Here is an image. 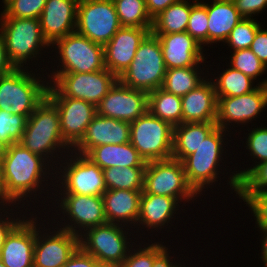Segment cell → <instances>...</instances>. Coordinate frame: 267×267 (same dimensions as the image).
<instances>
[{
	"label": "cell",
	"instance_id": "obj_1",
	"mask_svg": "<svg viewBox=\"0 0 267 267\" xmlns=\"http://www.w3.org/2000/svg\"><path fill=\"white\" fill-rule=\"evenodd\" d=\"M48 163H50L49 158L46 160L42 156L32 153L19 142L7 148L1 163L2 180L5 194L13 204L17 203L16 201L19 204V200L23 202L30 196V193H36L40 189L42 182H45L44 177L48 178L51 175ZM47 174L49 175L46 176Z\"/></svg>",
	"mask_w": 267,
	"mask_h": 267
},
{
	"label": "cell",
	"instance_id": "obj_2",
	"mask_svg": "<svg viewBox=\"0 0 267 267\" xmlns=\"http://www.w3.org/2000/svg\"><path fill=\"white\" fill-rule=\"evenodd\" d=\"M19 143L46 160L50 155L51 162L53 158H56V156H53L54 153L58 150V152L61 151L60 148H66L67 150L72 148L61 134L59 112L47 97L27 119Z\"/></svg>",
	"mask_w": 267,
	"mask_h": 267
},
{
	"label": "cell",
	"instance_id": "obj_3",
	"mask_svg": "<svg viewBox=\"0 0 267 267\" xmlns=\"http://www.w3.org/2000/svg\"><path fill=\"white\" fill-rule=\"evenodd\" d=\"M35 76L24 68L0 76V110L29 118L46 99L49 87L46 79L41 81Z\"/></svg>",
	"mask_w": 267,
	"mask_h": 267
},
{
	"label": "cell",
	"instance_id": "obj_4",
	"mask_svg": "<svg viewBox=\"0 0 267 267\" xmlns=\"http://www.w3.org/2000/svg\"><path fill=\"white\" fill-rule=\"evenodd\" d=\"M166 70L160 41L150 32L118 80L129 88L149 93L162 87Z\"/></svg>",
	"mask_w": 267,
	"mask_h": 267
},
{
	"label": "cell",
	"instance_id": "obj_5",
	"mask_svg": "<svg viewBox=\"0 0 267 267\" xmlns=\"http://www.w3.org/2000/svg\"><path fill=\"white\" fill-rule=\"evenodd\" d=\"M0 31L3 34L7 56L15 68H23L27 60L37 57L40 49L47 48L38 18L1 17Z\"/></svg>",
	"mask_w": 267,
	"mask_h": 267
},
{
	"label": "cell",
	"instance_id": "obj_6",
	"mask_svg": "<svg viewBox=\"0 0 267 267\" xmlns=\"http://www.w3.org/2000/svg\"><path fill=\"white\" fill-rule=\"evenodd\" d=\"M48 76L53 77H51L52 81L48 82L47 97H71L84 100L95 106L107 95L118 80L106 68L90 73L52 74Z\"/></svg>",
	"mask_w": 267,
	"mask_h": 267
},
{
	"label": "cell",
	"instance_id": "obj_7",
	"mask_svg": "<svg viewBox=\"0 0 267 267\" xmlns=\"http://www.w3.org/2000/svg\"><path fill=\"white\" fill-rule=\"evenodd\" d=\"M173 128L147 111L130 122V143L146 162L172 158Z\"/></svg>",
	"mask_w": 267,
	"mask_h": 267
},
{
	"label": "cell",
	"instance_id": "obj_8",
	"mask_svg": "<svg viewBox=\"0 0 267 267\" xmlns=\"http://www.w3.org/2000/svg\"><path fill=\"white\" fill-rule=\"evenodd\" d=\"M123 226L124 224L107 222L89 228L79 235V247L93 256L100 265L120 267L130 250L127 242L128 232Z\"/></svg>",
	"mask_w": 267,
	"mask_h": 267
},
{
	"label": "cell",
	"instance_id": "obj_9",
	"mask_svg": "<svg viewBox=\"0 0 267 267\" xmlns=\"http://www.w3.org/2000/svg\"><path fill=\"white\" fill-rule=\"evenodd\" d=\"M226 131L228 130L216 127L197 150L182 161L187 181L197 194H202L200 192L217 179L218 167L221 166L219 162L223 159L221 156L224 151L222 137Z\"/></svg>",
	"mask_w": 267,
	"mask_h": 267
},
{
	"label": "cell",
	"instance_id": "obj_10",
	"mask_svg": "<svg viewBox=\"0 0 267 267\" xmlns=\"http://www.w3.org/2000/svg\"><path fill=\"white\" fill-rule=\"evenodd\" d=\"M142 193L169 196L179 203L182 199L188 202L197 195L187 181L183 163L174 158L146 163Z\"/></svg>",
	"mask_w": 267,
	"mask_h": 267
},
{
	"label": "cell",
	"instance_id": "obj_11",
	"mask_svg": "<svg viewBox=\"0 0 267 267\" xmlns=\"http://www.w3.org/2000/svg\"><path fill=\"white\" fill-rule=\"evenodd\" d=\"M59 71L52 74L90 73L105 69L104 46L97 44L76 31L57 40Z\"/></svg>",
	"mask_w": 267,
	"mask_h": 267
},
{
	"label": "cell",
	"instance_id": "obj_12",
	"mask_svg": "<svg viewBox=\"0 0 267 267\" xmlns=\"http://www.w3.org/2000/svg\"><path fill=\"white\" fill-rule=\"evenodd\" d=\"M121 27L112 0H79L77 33L105 46Z\"/></svg>",
	"mask_w": 267,
	"mask_h": 267
},
{
	"label": "cell",
	"instance_id": "obj_13",
	"mask_svg": "<svg viewBox=\"0 0 267 267\" xmlns=\"http://www.w3.org/2000/svg\"><path fill=\"white\" fill-rule=\"evenodd\" d=\"M66 162V166L61 169L59 180L62 184V193H72L80 195L102 196L107 190L103 175V170L94 164L85 155L75 153ZM75 157V158H74ZM74 158V159H73Z\"/></svg>",
	"mask_w": 267,
	"mask_h": 267
},
{
	"label": "cell",
	"instance_id": "obj_14",
	"mask_svg": "<svg viewBox=\"0 0 267 267\" xmlns=\"http://www.w3.org/2000/svg\"><path fill=\"white\" fill-rule=\"evenodd\" d=\"M96 109L99 116L132 122L148 111V93L117 80Z\"/></svg>",
	"mask_w": 267,
	"mask_h": 267
},
{
	"label": "cell",
	"instance_id": "obj_15",
	"mask_svg": "<svg viewBox=\"0 0 267 267\" xmlns=\"http://www.w3.org/2000/svg\"><path fill=\"white\" fill-rule=\"evenodd\" d=\"M59 194L63 196L61 200H58L59 202L61 201L59 208H62L59 210H62L61 212H63L64 216L66 214L70 221H72L61 229L68 230L70 233L79 236L82 234V230L85 231L89 228L107 223L102 196L61 192ZM77 228L81 229L77 230Z\"/></svg>",
	"mask_w": 267,
	"mask_h": 267
},
{
	"label": "cell",
	"instance_id": "obj_16",
	"mask_svg": "<svg viewBox=\"0 0 267 267\" xmlns=\"http://www.w3.org/2000/svg\"><path fill=\"white\" fill-rule=\"evenodd\" d=\"M257 85L253 91L240 96L217 98V127L226 130L230 123L243 125L258 117L267 106V89Z\"/></svg>",
	"mask_w": 267,
	"mask_h": 267
},
{
	"label": "cell",
	"instance_id": "obj_17",
	"mask_svg": "<svg viewBox=\"0 0 267 267\" xmlns=\"http://www.w3.org/2000/svg\"><path fill=\"white\" fill-rule=\"evenodd\" d=\"M37 228L33 267H63L79 247V236L61 228L42 236Z\"/></svg>",
	"mask_w": 267,
	"mask_h": 267
},
{
	"label": "cell",
	"instance_id": "obj_18",
	"mask_svg": "<svg viewBox=\"0 0 267 267\" xmlns=\"http://www.w3.org/2000/svg\"><path fill=\"white\" fill-rule=\"evenodd\" d=\"M57 108L63 139L73 148L97 115L96 106L71 97H47Z\"/></svg>",
	"mask_w": 267,
	"mask_h": 267
},
{
	"label": "cell",
	"instance_id": "obj_19",
	"mask_svg": "<svg viewBox=\"0 0 267 267\" xmlns=\"http://www.w3.org/2000/svg\"><path fill=\"white\" fill-rule=\"evenodd\" d=\"M151 28L121 27L104 46L105 68L119 78L130 66L135 53Z\"/></svg>",
	"mask_w": 267,
	"mask_h": 267
},
{
	"label": "cell",
	"instance_id": "obj_20",
	"mask_svg": "<svg viewBox=\"0 0 267 267\" xmlns=\"http://www.w3.org/2000/svg\"><path fill=\"white\" fill-rule=\"evenodd\" d=\"M23 218L6 236L0 259L7 267H33L36 218Z\"/></svg>",
	"mask_w": 267,
	"mask_h": 267
},
{
	"label": "cell",
	"instance_id": "obj_21",
	"mask_svg": "<svg viewBox=\"0 0 267 267\" xmlns=\"http://www.w3.org/2000/svg\"><path fill=\"white\" fill-rule=\"evenodd\" d=\"M128 142H130V122L97 114L86 128L82 139L70 151L74 150L71 154L78 152V154L86 155L98 145H119Z\"/></svg>",
	"mask_w": 267,
	"mask_h": 267
},
{
	"label": "cell",
	"instance_id": "obj_22",
	"mask_svg": "<svg viewBox=\"0 0 267 267\" xmlns=\"http://www.w3.org/2000/svg\"><path fill=\"white\" fill-rule=\"evenodd\" d=\"M79 0H47L39 17L42 34L49 45L75 32Z\"/></svg>",
	"mask_w": 267,
	"mask_h": 267
},
{
	"label": "cell",
	"instance_id": "obj_23",
	"mask_svg": "<svg viewBox=\"0 0 267 267\" xmlns=\"http://www.w3.org/2000/svg\"><path fill=\"white\" fill-rule=\"evenodd\" d=\"M154 35L160 41L167 69L199 67L205 61L203 46L187 32Z\"/></svg>",
	"mask_w": 267,
	"mask_h": 267
},
{
	"label": "cell",
	"instance_id": "obj_24",
	"mask_svg": "<svg viewBox=\"0 0 267 267\" xmlns=\"http://www.w3.org/2000/svg\"><path fill=\"white\" fill-rule=\"evenodd\" d=\"M182 123H216L217 97L214 83L204 80L181 97Z\"/></svg>",
	"mask_w": 267,
	"mask_h": 267
},
{
	"label": "cell",
	"instance_id": "obj_25",
	"mask_svg": "<svg viewBox=\"0 0 267 267\" xmlns=\"http://www.w3.org/2000/svg\"><path fill=\"white\" fill-rule=\"evenodd\" d=\"M142 191L107 189L102 195L107 222L117 225L124 223L126 226L134 223L132 226H135L140 213Z\"/></svg>",
	"mask_w": 267,
	"mask_h": 267
},
{
	"label": "cell",
	"instance_id": "obj_26",
	"mask_svg": "<svg viewBox=\"0 0 267 267\" xmlns=\"http://www.w3.org/2000/svg\"><path fill=\"white\" fill-rule=\"evenodd\" d=\"M85 156L102 170L110 167H146L147 163L130 142L98 145Z\"/></svg>",
	"mask_w": 267,
	"mask_h": 267
},
{
	"label": "cell",
	"instance_id": "obj_27",
	"mask_svg": "<svg viewBox=\"0 0 267 267\" xmlns=\"http://www.w3.org/2000/svg\"><path fill=\"white\" fill-rule=\"evenodd\" d=\"M178 200L169 196L142 193L140 198V213L136 225H146V228L156 230L165 223L168 226L173 214L177 211Z\"/></svg>",
	"mask_w": 267,
	"mask_h": 267
},
{
	"label": "cell",
	"instance_id": "obj_28",
	"mask_svg": "<svg viewBox=\"0 0 267 267\" xmlns=\"http://www.w3.org/2000/svg\"><path fill=\"white\" fill-rule=\"evenodd\" d=\"M203 3L208 15V44L225 42L233 28L243 18L233 2L212 0Z\"/></svg>",
	"mask_w": 267,
	"mask_h": 267
},
{
	"label": "cell",
	"instance_id": "obj_29",
	"mask_svg": "<svg viewBox=\"0 0 267 267\" xmlns=\"http://www.w3.org/2000/svg\"><path fill=\"white\" fill-rule=\"evenodd\" d=\"M217 127L216 123H181L173 128L172 158L183 161Z\"/></svg>",
	"mask_w": 267,
	"mask_h": 267
},
{
	"label": "cell",
	"instance_id": "obj_30",
	"mask_svg": "<svg viewBox=\"0 0 267 267\" xmlns=\"http://www.w3.org/2000/svg\"><path fill=\"white\" fill-rule=\"evenodd\" d=\"M192 3L180 0L168 6L153 18L152 34H171L186 32Z\"/></svg>",
	"mask_w": 267,
	"mask_h": 267
},
{
	"label": "cell",
	"instance_id": "obj_31",
	"mask_svg": "<svg viewBox=\"0 0 267 267\" xmlns=\"http://www.w3.org/2000/svg\"><path fill=\"white\" fill-rule=\"evenodd\" d=\"M233 174L229 185L244 202L253 193L267 190V161Z\"/></svg>",
	"mask_w": 267,
	"mask_h": 267
},
{
	"label": "cell",
	"instance_id": "obj_32",
	"mask_svg": "<svg viewBox=\"0 0 267 267\" xmlns=\"http://www.w3.org/2000/svg\"><path fill=\"white\" fill-rule=\"evenodd\" d=\"M148 111L173 127L182 123L181 97L162 88L148 93Z\"/></svg>",
	"mask_w": 267,
	"mask_h": 267
},
{
	"label": "cell",
	"instance_id": "obj_33",
	"mask_svg": "<svg viewBox=\"0 0 267 267\" xmlns=\"http://www.w3.org/2000/svg\"><path fill=\"white\" fill-rule=\"evenodd\" d=\"M146 167H110L103 169L107 189L143 190Z\"/></svg>",
	"mask_w": 267,
	"mask_h": 267
},
{
	"label": "cell",
	"instance_id": "obj_34",
	"mask_svg": "<svg viewBox=\"0 0 267 267\" xmlns=\"http://www.w3.org/2000/svg\"><path fill=\"white\" fill-rule=\"evenodd\" d=\"M197 69L199 70L198 67L167 69L161 88L174 95L184 96L204 81Z\"/></svg>",
	"mask_w": 267,
	"mask_h": 267
},
{
	"label": "cell",
	"instance_id": "obj_35",
	"mask_svg": "<svg viewBox=\"0 0 267 267\" xmlns=\"http://www.w3.org/2000/svg\"><path fill=\"white\" fill-rule=\"evenodd\" d=\"M229 67L213 81L217 98L240 96L256 88L253 79Z\"/></svg>",
	"mask_w": 267,
	"mask_h": 267
},
{
	"label": "cell",
	"instance_id": "obj_36",
	"mask_svg": "<svg viewBox=\"0 0 267 267\" xmlns=\"http://www.w3.org/2000/svg\"><path fill=\"white\" fill-rule=\"evenodd\" d=\"M122 27L152 28L145 0H112Z\"/></svg>",
	"mask_w": 267,
	"mask_h": 267
},
{
	"label": "cell",
	"instance_id": "obj_37",
	"mask_svg": "<svg viewBox=\"0 0 267 267\" xmlns=\"http://www.w3.org/2000/svg\"><path fill=\"white\" fill-rule=\"evenodd\" d=\"M168 248L161 243H152L149 246L134 249V253L129 250L127 257L120 267H159L170 256L167 252Z\"/></svg>",
	"mask_w": 267,
	"mask_h": 267
},
{
	"label": "cell",
	"instance_id": "obj_38",
	"mask_svg": "<svg viewBox=\"0 0 267 267\" xmlns=\"http://www.w3.org/2000/svg\"><path fill=\"white\" fill-rule=\"evenodd\" d=\"M27 117L0 110V141L8 147L18 143L26 127Z\"/></svg>",
	"mask_w": 267,
	"mask_h": 267
},
{
	"label": "cell",
	"instance_id": "obj_39",
	"mask_svg": "<svg viewBox=\"0 0 267 267\" xmlns=\"http://www.w3.org/2000/svg\"><path fill=\"white\" fill-rule=\"evenodd\" d=\"M259 27V23L253 18H242L230 32L225 42L234 51L250 48Z\"/></svg>",
	"mask_w": 267,
	"mask_h": 267
},
{
	"label": "cell",
	"instance_id": "obj_40",
	"mask_svg": "<svg viewBox=\"0 0 267 267\" xmlns=\"http://www.w3.org/2000/svg\"><path fill=\"white\" fill-rule=\"evenodd\" d=\"M230 58V66L233 69L242 72L253 80L267 70V67L263 65L250 48L234 51Z\"/></svg>",
	"mask_w": 267,
	"mask_h": 267
},
{
	"label": "cell",
	"instance_id": "obj_41",
	"mask_svg": "<svg viewBox=\"0 0 267 267\" xmlns=\"http://www.w3.org/2000/svg\"><path fill=\"white\" fill-rule=\"evenodd\" d=\"M186 32L201 45L208 44L207 8L198 0L192 3Z\"/></svg>",
	"mask_w": 267,
	"mask_h": 267
},
{
	"label": "cell",
	"instance_id": "obj_42",
	"mask_svg": "<svg viewBox=\"0 0 267 267\" xmlns=\"http://www.w3.org/2000/svg\"><path fill=\"white\" fill-rule=\"evenodd\" d=\"M47 0H11L4 7L2 17L38 18Z\"/></svg>",
	"mask_w": 267,
	"mask_h": 267
},
{
	"label": "cell",
	"instance_id": "obj_43",
	"mask_svg": "<svg viewBox=\"0 0 267 267\" xmlns=\"http://www.w3.org/2000/svg\"><path fill=\"white\" fill-rule=\"evenodd\" d=\"M247 136L246 147L250 155L260 160L257 163L267 161V127L253 128Z\"/></svg>",
	"mask_w": 267,
	"mask_h": 267
},
{
	"label": "cell",
	"instance_id": "obj_44",
	"mask_svg": "<svg viewBox=\"0 0 267 267\" xmlns=\"http://www.w3.org/2000/svg\"><path fill=\"white\" fill-rule=\"evenodd\" d=\"M245 202L256 217L257 226H267V190L253 193Z\"/></svg>",
	"mask_w": 267,
	"mask_h": 267
},
{
	"label": "cell",
	"instance_id": "obj_45",
	"mask_svg": "<svg viewBox=\"0 0 267 267\" xmlns=\"http://www.w3.org/2000/svg\"><path fill=\"white\" fill-rule=\"evenodd\" d=\"M236 9L243 18H251L267 7V0H234Z\"/></svg>",
	"mask_w": 267,
	"mask_h": 267
},
{
	"label": "cell",
	"instance_id": "obj_46",
	"mask_svg": "<svg viewBox=\"0 0 267 267\" xmlns=\"http://www.w3.org/2000/svg\"><path fill=\"white\" fill-rule=\"evenodd\" d=\"M251 51L267 67V30L257 29L255 38L250 47Z\"/></svg>",
	"mask_w": 267,
	"mask_h": 267
},
{
	"label": "cell",
	"instance_id": "obj_47",
	"mask_svg": "<svg viewBox=\"0 0 267 267\" xmlns=\"http://www.w3.org/2000/svg\"><path fill=\"white\" fill-rule=\"evenodd\" d=\"M99 265L93 256L78 247L63 267H98Z\"/></svg>",
	"mask_w": 267,
	"mask_h": 267
},
{
	"label": "cell",
	"instance_id": "obj_48",
	"mask_svg": "<svg viewBox=\"0 0 267 267\" xmlns=\"http://www.w3.org/2000/svg\"><path fill=\"white\" fill-rule=\"evenodd\" d=\"M180 0H145L147 12L153 19L160 12L164 11L168 6Z\"/></svg>",
	"mask_w": 267,
	"mask_h": 267
},
{
	"label": "cell",
	"instance_id": "obj_49",
	"mask_svg": "<svg viewBox=\"0 0 267 267\" xmlns=\"http://www.w3.org/2000/svg\"><path fill=\"white\" fill-rule=\"evenodd\" d=\"M15 69L14 65L10 62L5 47L4 37L0 31V76L6 75Z\"/></svg>",
	"mask_w": 267,
	"mask_h": 267
},
{
	"label": "cell",
	"instance_id": "obj_50",
	"mask_svg": "<svg viewBox=\"0 0 267 267\" xmlns=\"http://www.w3.org/2000/svg\"><path fill=\"white\" fill-rule=\"evenodd\" d=\"M6 217L8 218H2V215L0 216V251L1 248L4 244L5 238L6 236L11 232V230L21 221L20 218H16L14 217V219L12 220L11 218L9 219V217L6 215Z\"/></svg>",
	"mask_w": 267,
	"mask_h": 267
},
{
	"label": "cell",
	"instance_id": "obj_51",
	"mask_svg": "<svg viewBox=\"0 0 267 267\" xmlns=\"http://www.w3.org/2000/svg\"><path fill=\"white\" fill-rule=\"evenodd\" d=\"M259 227V229L263 232V234H264V236H262V237H264L263 238V240H262V246H261V248H262V256H261V258L263 259V263H264V265H265V267H267V226H258Z\"/></svg>",
	"mask_w": 267,
	"mask_h": 267
},
{
	"label": "cell",
	"instance_id": "obj_52",
	"mask_svg": "<svg viewBox=\"0 0 267 267\" xmlns=\"http://www.w3.org/2000/svg\"><path fill=\"white\" fill-rule=\"evenodd\" d=\"M0 204H1V207L3 205V208L5 206H7V203L8 205L11 203H13L8 197L7 195L5 194V189H4V184H3V180H2V169H1V164H0ZM5 202V203H4ZM3 203V204H2ZM6 204V205H5Z\"/></svg>",
	"mask_w": 267,
	"mask_h": 267
},
{
	"label": "cell",
	"instance_id": "obj_53",
	"mask_svg": "<svg viewBox=\"0 0 267 267\" xmlns=\"http://www.w3.org/2000/svg\"><path fill=\"white\" fill-rule=\"evenodd\" d=\"M7 148H8V146L5 143H3L2 141H0V164L2 163V160H3L4 156L6 155Z\"/></svg>",
	"mask_w": 267,
	"mask_h": 267
},
{
	"label": "cell",
	"instance_id": "obj_54",
	"mask_svg": "<svg viewBox=\"0 0 267 267\" xmlns=\"http://www.w3.org/2000/svg\"><path fill=\"white\" fill-rule=\"evenodd\" d=\"M171 257H169L162 265H160L159 267H182V266H179L181 265L180 263L177 265V264H173L174 262L170 259ZM172 261V262H170Z\"/></svg>",
	"mask_w": 267,
	"mask_h": 267
},
{
	"label": "cell",
	"instance_id": "obj_55",
	"mask_svg": "<svg viewBox=\"0 0 267 267\" xmlns=\"http://www.w3.org/2000/svg\"><path fill=\"white\" fill-rule=\"evenodd\" d=\"M260 85L266 86L267 89V80H264L262 83L260 82Z\"/></svg>",
	"mask_w": 267,
	"mask_h": 267
},
{
	"label": "cell",
	"instance_id": "obj_56",
	"mask_svg": "<svg viewBox=\"0 0 267 267\" xmlns=\"http://www.w3.org/2000/svg\"><path fill=\"white\" fill-rule=\"evenodd\" d=\"M3 1V3H4V6L7 4V3H9L11 0H2Z\"/></svg>",
	"mask_w": 267,
	"mask_h": 267
},
{
	"label": "cell",
	"instance_id": "obj_57",
	"mask_svg": "<svg viewBox=\"0 0 267 267\" xmlns=\"http://www.w3.org/2000/svg\"><path fill=\"white\" fill-rule=\"evenodd\" d=\"M98 267H117V266L99 265Z\"/></svg>",
	"mask_w": 267,
	"mask_h": 267
},
{
	"label": "cell",
	"instance_id": "obj_58",
	"mask_svg": "<svg viewBox=\"0 0 267 267\" xmlns=\"http://www.w3.org/2000/svg\"><path fill=\"white\" fill-rule=\"evenodd\" d=\"M0 267H7L6 265L3 264V262L0 259Z\"/></svg>",
	"mask_w": 267,
	"mask_h": 267
},
{
	"label": "cell",
	"instance_id": "obj_59",
	"mask_svg": "<svg viewBox=\"0 0 267 267\" xmlns=\"http://www.w3.org/2000/svg\"><path fill=\"white\" fill-rule=\"evenodd\" d=\"M217 1H228V2H233L234 0H217Z\"/></svg>",
	"mask_w": 267,
	"mask_h": 267
}]
</instances>
